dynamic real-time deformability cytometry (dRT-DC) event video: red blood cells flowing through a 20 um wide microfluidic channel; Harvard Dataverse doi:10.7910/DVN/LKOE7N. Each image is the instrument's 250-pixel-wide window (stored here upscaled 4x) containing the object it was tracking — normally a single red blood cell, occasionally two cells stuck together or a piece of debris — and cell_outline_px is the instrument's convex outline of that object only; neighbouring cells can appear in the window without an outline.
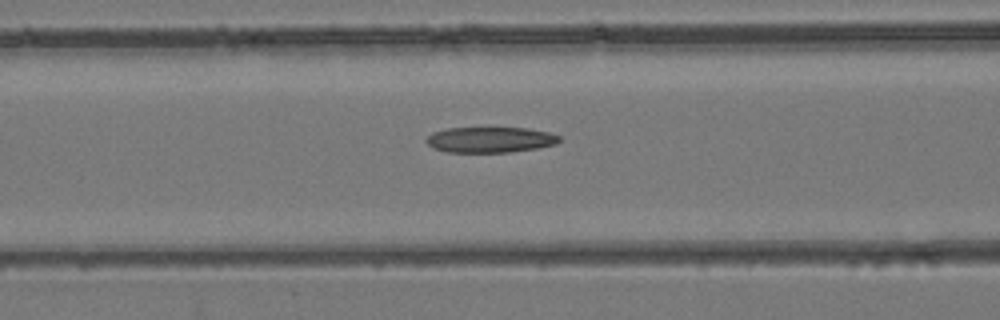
{"species": "common noctule bat (a hibernating species)", "species_latin": "Nyctalus noctula", "temperature_condition": "room temperature", "stored_images_in_passage": 45, "segment_of_instrument_passage": [1, 2], "camera_frame_rate_fps": 3000, "um_per_image_px": 0.085, "animal": {"sex": "female", "body_mass_g": 24.6, "forearm_length_mm": 56.2}, "frame": {"image": 1, "passage_image": 18, "time_ms": 5.667, "image_size_px": [1000, 320], "cell_outline_px": [[560, 140], [556, 144], [536, 148], [512, 152], [448, 152], [432, 148], [424, 140], [432, 132], [448, 128], [528, 128], [548, 132], [560, 136]], "centroid_in_image_um": [41.64, 11.88], "position_along_channel_um": 125.0, "area_um2": 19.88}}
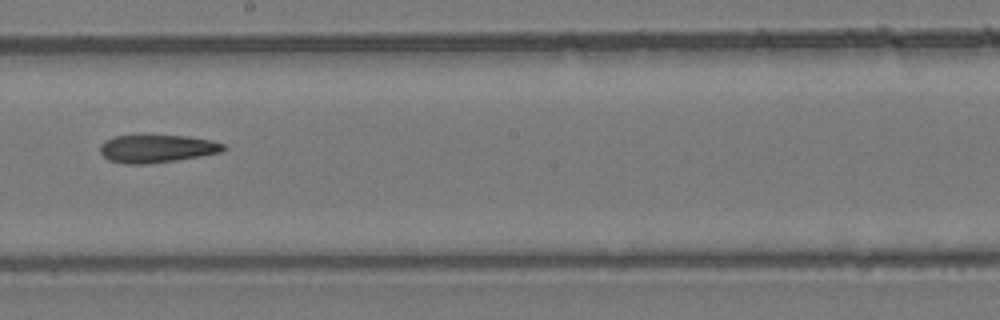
{"frame": {"image": 2, "passage_image": 25, "time_ms": 8.0, "image_size_px": [1000, 320], "cell_outline_px": [[224, 148], [220, 152], [176, 160], [144, 164], [128, 164], [108, 160], [100, 152], [100, 144], [104, 140], [116, 136], [188, 136], [212, 140], [224, 144]], "centroid_in_image_um": [13.29, 12.63], "position_along_channel_um": 234.9, "area_um2": 19.71}}
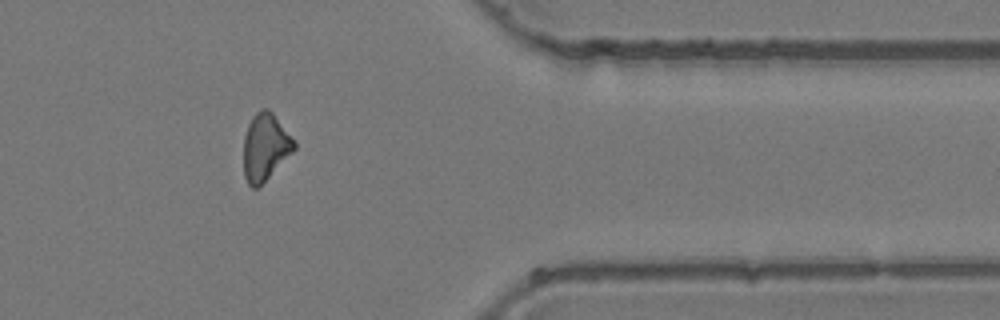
{"frame": {"image": 3, "passage_image": 36, "time_ms": 11.667, "image_size_px": [1000, 320], "cell_outline_px": [[296, 148], [256, 188], [252, 188], [248, 184], [244, 176], [244, 136], [248, 124], [252, 116], [260, 108], [268, 108], [272, 112], [296, 140]], "centroid_in_image_um": [22.54, 12.44], "position_along_channel_um": 388.9, "area_um2": 19.59}}